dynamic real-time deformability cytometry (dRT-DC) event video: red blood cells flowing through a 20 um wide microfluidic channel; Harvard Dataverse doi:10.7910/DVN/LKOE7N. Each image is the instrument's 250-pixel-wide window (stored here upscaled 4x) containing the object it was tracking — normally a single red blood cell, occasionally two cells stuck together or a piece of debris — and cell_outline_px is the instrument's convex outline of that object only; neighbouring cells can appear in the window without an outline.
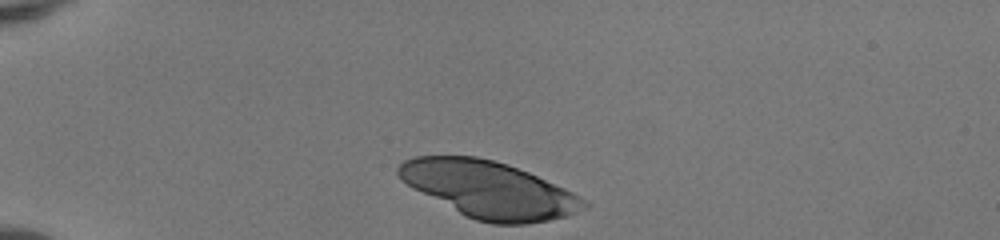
{"species": "human", "species_latin": "Homo sapiens", "temperature_condition": "room temperature", "stored_images_in_passage": 33, "camera_frame_rate_fps": 3000, "um_per_image_px": 0.085, "donor": {"sex": "female"}, "frame": {"image": 1, "passage_image": 1, "time_ms": 0.0, "image_size_px": [1000, 240], "cell_outline_px": [[592, 204], [588, 208], [568, 216], [548, 220], [524, 224], [492, 224], [476, 220], [464, 216], [412, 188], [400, 180], [396, 172], [396, 168], [404, 160], [416, 156], [476, 156], [508, 164], [528, 172], [564, 188], [588, 200]], "centroid_in_image_um": [41.57, 16.12], "position_along_channel_um": 43.4, "area_um2": 61.5}}